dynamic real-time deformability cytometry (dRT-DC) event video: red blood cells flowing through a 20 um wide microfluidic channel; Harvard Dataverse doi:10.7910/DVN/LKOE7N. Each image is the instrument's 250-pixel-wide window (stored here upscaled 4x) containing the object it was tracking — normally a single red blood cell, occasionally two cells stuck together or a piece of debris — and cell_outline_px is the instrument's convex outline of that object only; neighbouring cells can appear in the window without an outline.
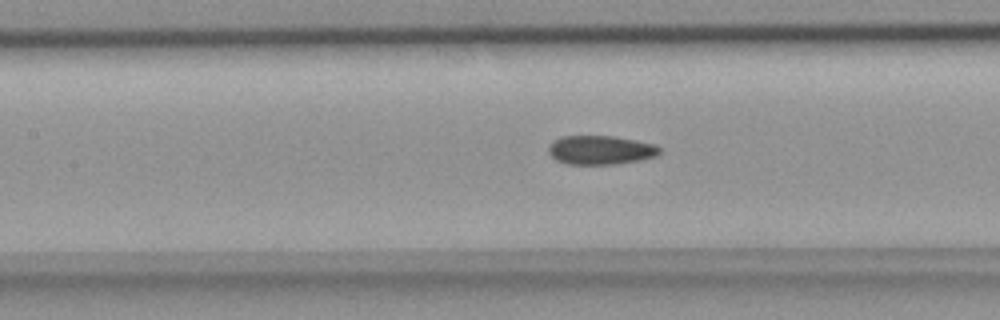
{"species": "common noctule bat (a hibernating species)", "species_latin": "Nyctalus noctula", "temperature_condition": "room temperature", "stored_images_in_passage": 33, "camera_frame_rate_fps": 3000, "um_per_image_px": 0.085, "animal": {"sex": "female", "body_mass_g": 18.4}, "frame": {"image": 1, "passage_image": 15, "time_ms": 4.667, "image_size_px": [1000, 320], "cell_outline_px": [[660, 152], [656, 156], [640, 160], [616, 164], [568, 164], [556, 160], [548, 152], [548, 144], [552, 140], [560, 136], [612, 136], [636, 140], [656, 144], [660, 148]], "centroid_in_image_um": [51.02, 12.74], "position_along_channel_um": 156.4, "area_um2": 18.9}}
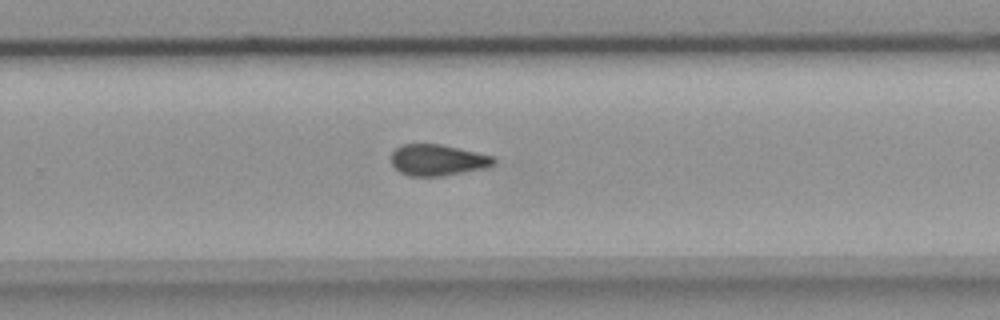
{"frame": {"image": 2, "passage_image": 25, "time_ms": 8.0, "image_size_px": [1000, 320], "cell_outline_px": [[496, 164], [488, 168], [440, 176], [408, 176], [400, 172], [392, 164], [392, 152], [400, 144], [440, 144], [496, 156]], "centroid_in_image_um": [37.25, 13.6], "position_along_channel_um": 292.6, "area_um2": 18.84}}
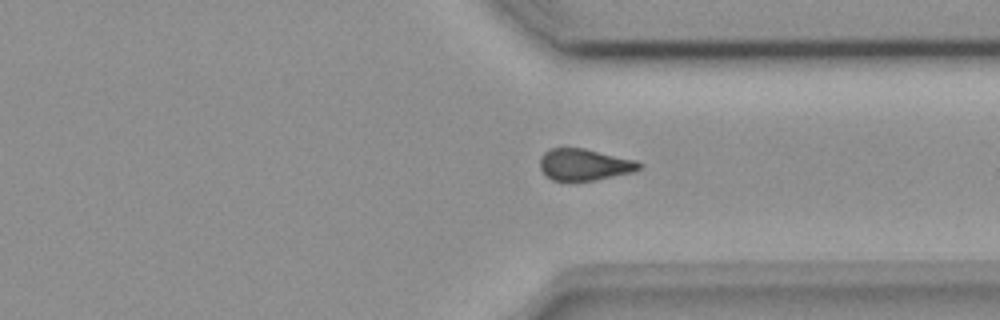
{"frame": {"image": 3, "passage_image": 30, "time_ms": 9.667, "image_size_px": [1000, 320], "cell_outline_px": [[640, 168], [632, 172], [596, 180], [552, 180], [540, 168], [540, 156], [544, 152], [552, 148], [584, 148], [636, 160], [640, 164]], "centroid_in_image_um": [49.66, 13.98], "position_along_channel_um": 361.7, "area_um2": 18.03}}